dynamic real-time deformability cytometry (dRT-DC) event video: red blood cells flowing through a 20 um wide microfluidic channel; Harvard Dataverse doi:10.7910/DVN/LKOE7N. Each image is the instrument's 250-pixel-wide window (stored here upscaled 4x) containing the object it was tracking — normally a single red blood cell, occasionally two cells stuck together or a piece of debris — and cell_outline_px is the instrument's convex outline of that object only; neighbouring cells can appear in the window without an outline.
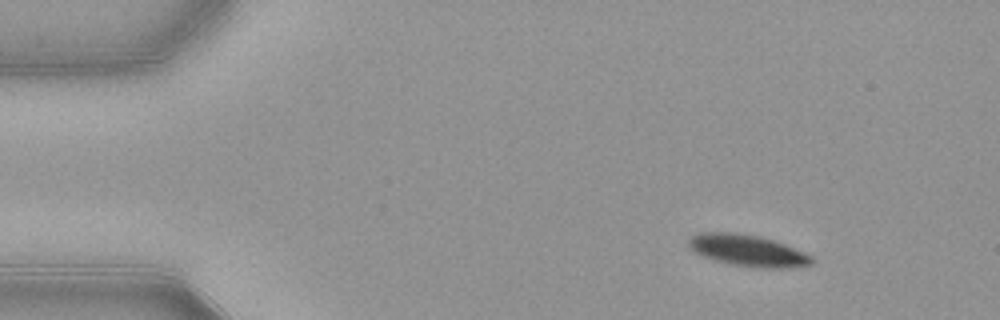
{"species": "common noctule bat (a hibernating species)", "species_latin": "Nyctalus noctula", "temperature_condition": "warm", "stored_images_in_passage": 47, "camera_frame_rate_fps": 3000, "um_per_image_px": 0.085, "animal": {"sex": "female", "body_mass_g": 21.9}, "frame": {"image": 1, "passage_image": 1, "time_ms": 0.0, "image_size_px": [1000, 320], "cell_outline_px": [[812, 264], [788, 268], [756, 268], [728, 264], [692, 252], [688, 248], [688, 236], [696, 232], [736, 232], [760, 236], [784, 244], [804, 252], [812, 256]], "centroid_in_image_um": [63.48, 21.28], "position_along_channel_um": 21.5, "area_um2": 22.95}}
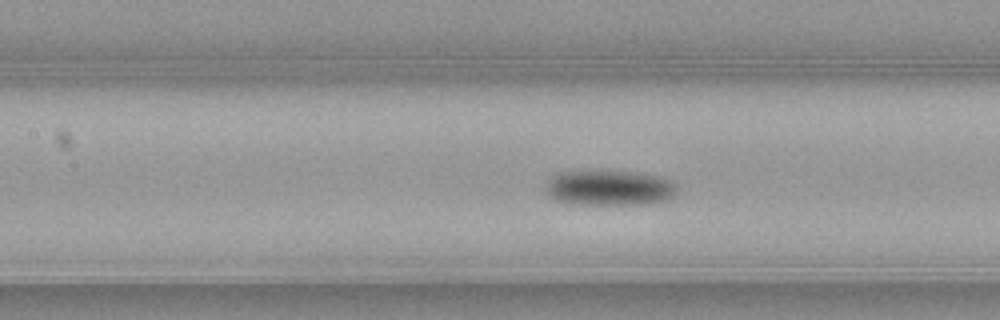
{"frame": {"image": 2, "passage_image": 18, "time_ms": 5.667, "image_size_px": [1000, 320], "cell_outline_px": [[676, 192], [672, 196], [664, 200], [648, 204], [580, 204], [556, 200], [548, 196], [544, 192], [544, 184], [556, 172], [636, 172], [660, 176], [676, 184]], "centroid_in_image_um": [51.75, 15.97], "position_along_channel_um": 155.7, "area_um2": 26.88}}
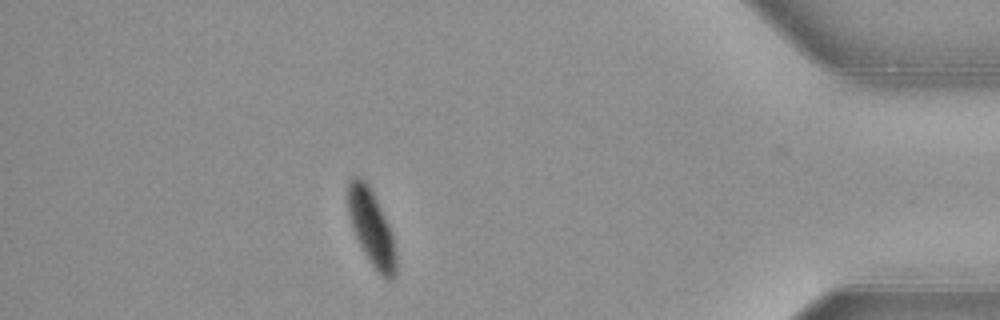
{"frame": {"image": 3, "passage_image": 41, "time_ms": 13.333, "image_size_px": [1000, 320], "cell_outline_px": [[396, 276], [392, 280], [384, 280], [372, 264], [364, 252], [352, 228], [348, 216], [344, 196], [348, 180], [352, 176], [360, 176], [368, 184], [392, 232], [396, 252]], "centroid_in_image_um": [31.52, 19.31], "position_along_channel_um": 403.7, "area_um2": 21.68}, "authors_computed_cell_mechanics": {"area_um2": 25.3164, "velocity_mm_per_s": 3.8657, "shape_relaxation_time_tau1_ms": 3.3295, "shape_relaxation_time_tau2_ms": null, "deformation_change_tau1": 0.1412, "deformation_change_tau2": null}}